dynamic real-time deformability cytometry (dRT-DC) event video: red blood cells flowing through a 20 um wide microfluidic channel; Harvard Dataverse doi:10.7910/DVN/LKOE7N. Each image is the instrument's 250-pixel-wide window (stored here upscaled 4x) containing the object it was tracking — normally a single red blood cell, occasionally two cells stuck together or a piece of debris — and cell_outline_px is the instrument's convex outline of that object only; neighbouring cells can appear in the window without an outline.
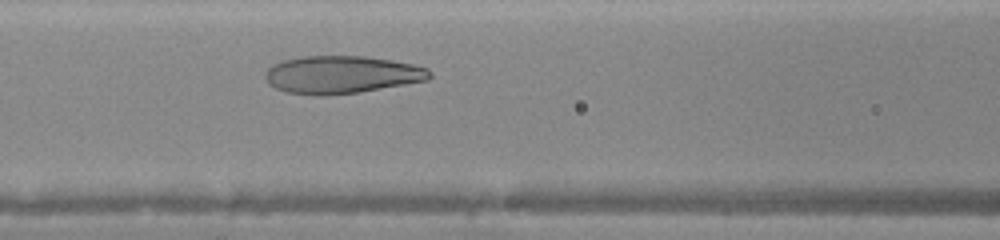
{"species": "human", "species_latin": "Homo sapiens", "temperature_condition": "warm", "stored_images_in_passage": 24, "camera_frame_rate_fps": 3000, "um_per_image_px": 0.085, "donor": {"sex": "female"}, "frame": {"image": 1, "passage_image": 6, "time_ms": 1.667, "image_size_px": [1000, 240], "cell_outline_px": [[432, 76], [428, 80], [360, 92], [328, 96], [316, 96], [288, 92], [276, 88], [268, 84], [264, 76], [264, 72], [272, 64], [284, 60], [304, 56], [364, 56], [392, 60], [412, 64], [428, 68], [432, 72]], "centroid_in_image_um": [29.03, 6.35], "position_along_channel_um": 137.6, "area_um2": 36.36}}
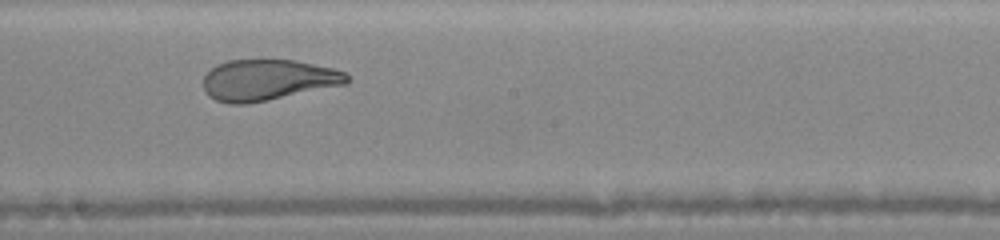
{"frame": {"image": 2, "passage_image": 12, "time_ms": 3.667, "image_size_px": [1000, 240], "cell_outline_px": [[348, 84], [268, 100], [244, 104], [228, 104], [216, 100], [208, 96], [204, 92], [204, 76], [216, 64], [228, 60], [296, 60], [332, 68], [344, 72], [348, 76]], "centroid_in_image_um": [22.75, 6.8], "position_along_channel_um": 225.4, "area_um2": 34.33}}
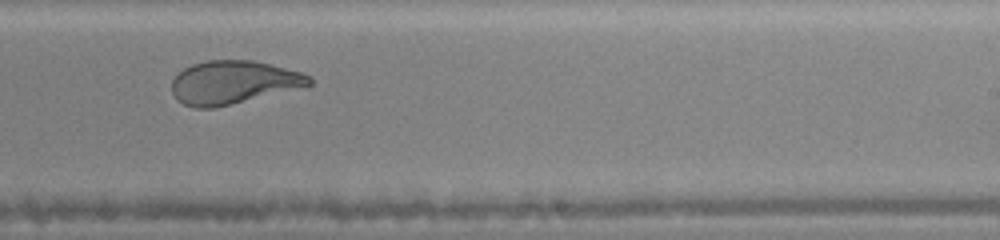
{"frame": {"image": 3, "passage_image": 15, "time_ms": 4.667, "image_size_px": [1000, 240], "cell_outline_px": [[312, 84], [308, 88], [212, 108], [196, 108], [184, 104], [172, 92], [172, 80], [184, 68], [192, 64], [208, 60], [252, 60], [304, 72], [312, 76]], "centroid_in_image_um": [19.94, 7.0], "position_along_channel_um": 269.1, "area_um2": 35.08}}